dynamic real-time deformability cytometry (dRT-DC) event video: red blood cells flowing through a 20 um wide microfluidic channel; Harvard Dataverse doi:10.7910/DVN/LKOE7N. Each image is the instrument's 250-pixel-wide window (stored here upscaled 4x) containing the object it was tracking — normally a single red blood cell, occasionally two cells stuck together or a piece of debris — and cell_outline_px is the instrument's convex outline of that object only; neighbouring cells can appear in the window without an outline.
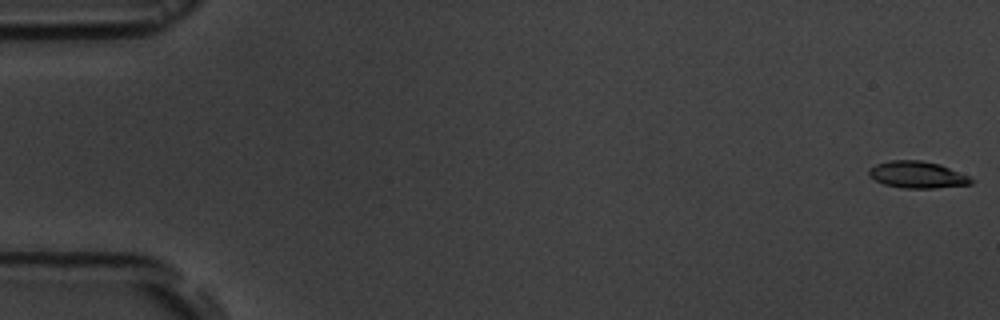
{"species": "common noctule bat (a hibernating species)", "species_latin": "Nyctalus noctula", "temperature_condition": "room temperature", "stored_images_in_passage": 56, "camera_frame_rate_fps": 3000, "um_per_image_px": 0.085, "animal": {"sex": "male", "body_mass_g": 19.5, "forearm_length_mm": 54.6}, "frame": {"image": 1, "passage_image": 1, "time_ms": 0.0, "image_size_px": [1000, 320], "cell_outline_px": [[976, 180], [972, 184], [932, 188], [904, 188], [884, 184], [868, 176], [868, 168], [876, 164], [892, 160], [920, 160], [940, 164], [968, 176]], "centroid_in_image_um": [77.96, 14.85], "position_along_channel_um": 7.0, "area_um2": 15.95}}
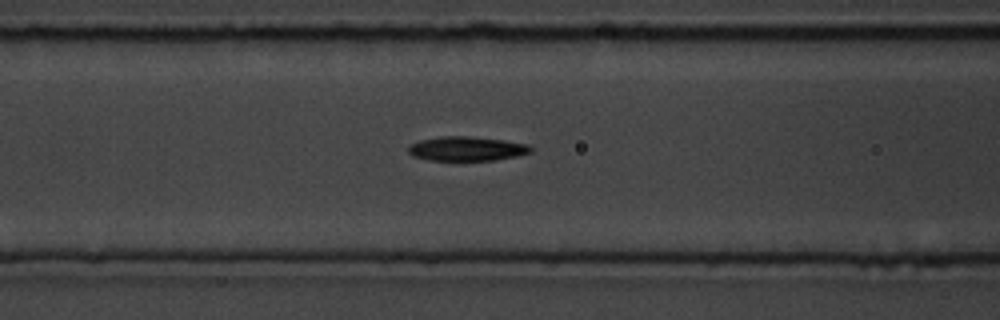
{"frame": {"image": 2, "passage_image": 23, "time_ms": 7.333, "image_size_px": [1000, 320], "cell_outline_px": [[532, 152], [516, 156], [496, 160], [432, 160], [412, 156], [408, 152], [408, 144], [420, 140], [440, 136], [468, 136], [504, 140], [528, 144], [532, 148]], "centroid_in_image_um": [39.66, 12.63], "position_along_channel_um": 126.9, "area_um2": 17.4}}
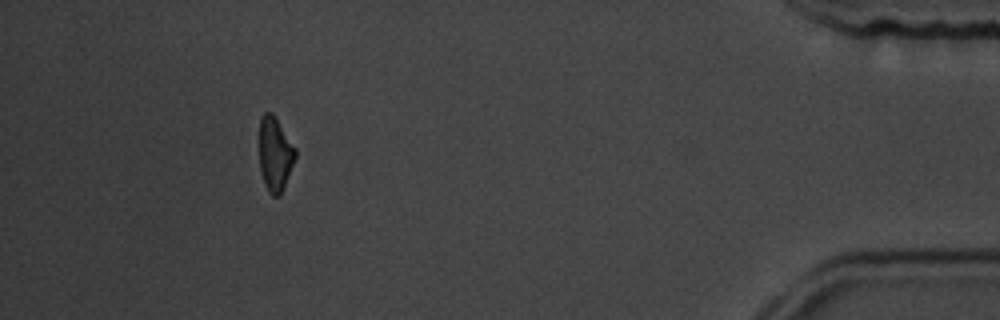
{"frame": {"image": 3, "passage_image": 51, "time_ms": 16.667, "image_size_px": [1000, 320], "cell_outline_px": [[296, 156], [280, 196], [272, 196], [268, 192], [264, 184], [260, 168], [260, 116], [264, 112], [272, 112], [296, 148]], "centroid_in_image_um": [23.37, 13.09], "position_along_channel_um": 411.8, "area_um2": 15.49}, "authors_computed_cell_mechanics": {"area_um2": 16.7909, "velocity_mm_per_s": 3.7007, "shape_relaxation_time_tau1_ms": 2.6461, "shape_relaxation_time_tau2_ms": 8.7769, "deformation_change_tau1": 0.1519, "deformation_change_tau2": 0.2046}}